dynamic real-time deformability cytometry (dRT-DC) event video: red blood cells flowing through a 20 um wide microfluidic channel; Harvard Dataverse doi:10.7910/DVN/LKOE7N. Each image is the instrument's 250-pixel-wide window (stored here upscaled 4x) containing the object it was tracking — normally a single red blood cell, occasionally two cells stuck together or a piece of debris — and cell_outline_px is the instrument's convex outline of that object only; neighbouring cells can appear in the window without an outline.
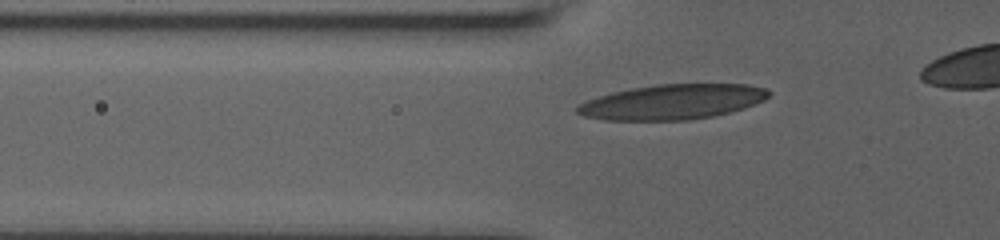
{"species": "human", "species_latin": "Homo sapiens", "temperature_condition": "room temperature", "stored_images_in_passage": 50, "camera_frame_rate_fps": 3000, "um_per_image_px": 0.085, "donor": {"sex": "male"}, "frame": {"image": 1, "passage_image": 12, "time_ms": 2.667, "image_size_px": [1000, 240], "cell_outline_px": [[772, 92], [764, 100], [756, 104], [744, 108], [712, 116], [688, 120], [604, 120], [584, 116], [576, 112], [576, 108], [580, 104], [588, 100], [612, 92], [632, 88], [656, 84], [748, 84], [768, 88]], "centroid_in_image_um": [57.19, 8.65], "position_along_channel_um": 68.6, "area_um2": 39.07}}
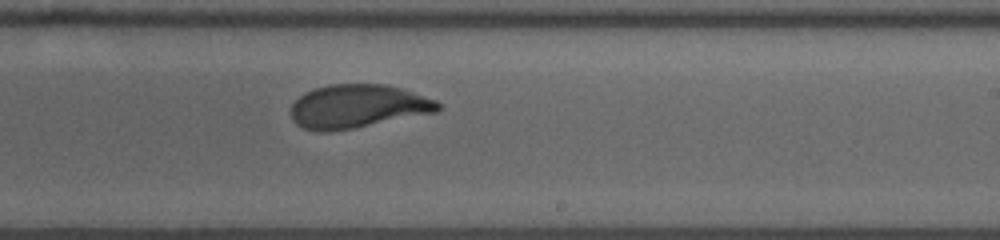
{"frame": {"image": 2, "passage_image": 32, "time_ms": 8.0, "image_size_px": [1000, 240], "cell_outline_px": [[440, 108], [436, 112], [352, 128], [328, 132], [320, 132], [304, 128], [296, 124], [292, 120], [292, 104], [304, 92], [312, 88], [332, 84], [388, 84], [436, 100], [440, 104]], "centroid_in_image_um": [30.37, 9.03], "position_along_channel_um": 258.6, "area_um2": 37.05}}
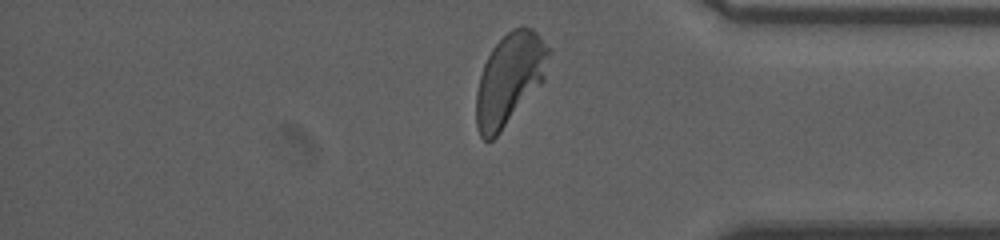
{"frame": {"image": 3, "passage_image": 48, "time_ms": 12.0, "image_size_px": [1000, 240], "cell_outline_px": [[552, 52], [544, 80], [500, 132], [492, 140], [484, 140], [480, 136], [476, 128], [476, 92], [480, 76], [484, 64], [492, 48], [512, 28], [532, 28], [552, 48]], "centroid_in_image_um": [43.33, 6.71], "position_along_channel_um": 391.9, "area_um2": 38.55}, "authors_computed_cell_mechanics": {"area_um2": 37.6856, "velocity_mm_per_s": 3.6328, "shape_relaxation_time_tau1_ms": 4.0236, "shape_relaxation_time_tau2_ms": 0.8218, "deformation_change_tau1": 0.1702, "deformation_change_tau2": 0.0568}}